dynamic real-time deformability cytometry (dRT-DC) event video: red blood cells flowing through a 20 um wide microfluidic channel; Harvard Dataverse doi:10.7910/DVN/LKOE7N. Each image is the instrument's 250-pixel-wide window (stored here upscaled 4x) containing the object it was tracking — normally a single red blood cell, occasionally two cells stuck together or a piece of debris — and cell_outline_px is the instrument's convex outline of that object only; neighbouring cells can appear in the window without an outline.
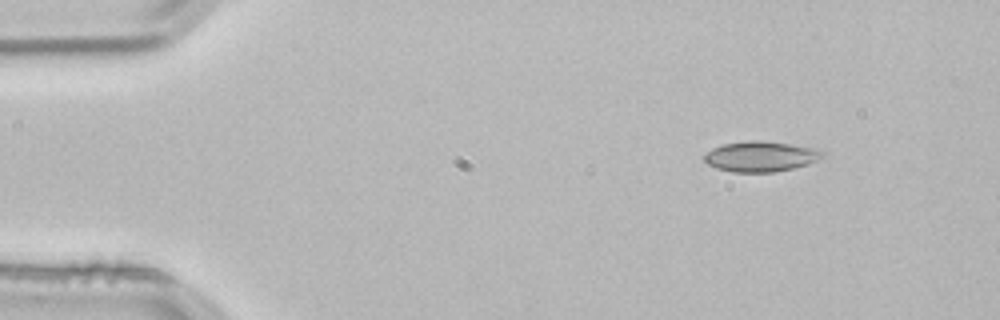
{"species": "common noctule bat (a hibernating species)", "species_latin": "Nyctalus noctula", "temperature_condition": "room temperature", "stored_images_in_passage": 2, "camera_frame_rate_fps": 3000, "um_per_image_px": 0.085, "animal": {"sex": "male", "body_mass_g": 21.5, "forearm_length_mm": 52.0}, "frame": {"image": 1, "passage_image": 1, "time_ms": 0.0, "image_size_px": [1000, 320], "cell_outline_px": [[824, 156], [808, 164], [776, 172], [732, 172], [716, 168], [708, 164], [704, 160], [704, 156], [712, 148], [724, 144], [748, 140], [760, 140], [792, 144], [820, 148], [824, 152]], "centroid_in_image_um": [64.69, 13.29], "position_along_channel_um": 20.3, "area_um2": 21.04}}
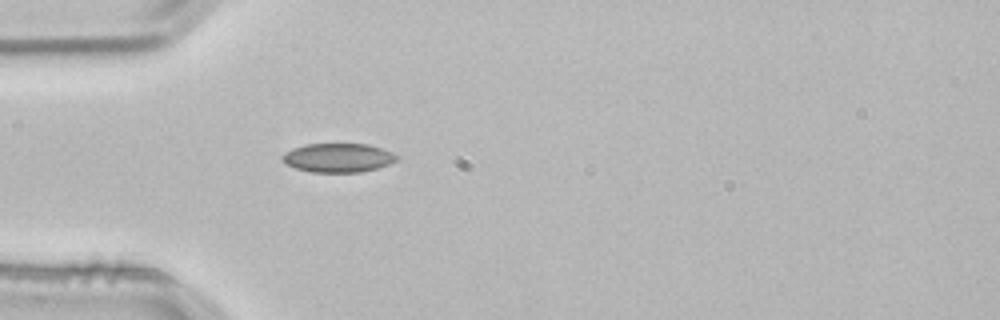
{"frame": {"image": 2, "passage_image": 2, "time_ms": 0.333, "image_size_px": [1000, 320], "cell_outline_px": [[400, 156], [396, 160], [388, 164], [376, 168], [360, 172], [312, 172], [296, 168], [284, 164], [280, 160], [280, 156], [284, 152], [292, 148], [304, 144], [368, 144], [392, 152]], "centroid_in_image_um": [28.68, 13.4], "position_along_channel_um": 56.3, "area_um2": 19.42}}